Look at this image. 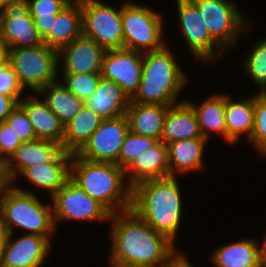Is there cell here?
Here are the masks:
<instances>
[{"label": "cell", "instance_id": "1", "mask_svg": "<svg viewBox=\"0 0 266 267\" xmlns=\"http://www.w3.org/2000/svg\"><path fill=\"white\" fill-rule=\"evenodd\" d=\"M111 222V223H110ZM109 264L161 267L176 244L131 209L111 214Z\"/></svg>", "mask_w": 266, "mask_h": 267}, {"label": "cell", "instance_id": "2", "mask_svg": "<svg viewBox=\"0 0 266 267\" xmlns=\"http://www.w3.org/2000/svg\"><path fill=\"white\" fill-rule=\"evenodd\" d=\"M179 181L176 176L144 180L132 187L131 195L130 209L174 243L184 211Z\"/></svg>", "mask_w": 266, "mask_h": 267}, {"label": "cell", "instance_id": "3", "mask_svg": "<svg viewBox=\"0 0 266 267\" xmlns=\"http://www.w3.org/2000/svg\"><path fill=\"white\" fill-rule=\"evenodd\" d=\"M175 53L168 44L159 50L143 53L141 80L130 103L171 106L184 101L180 100L179 94L188 86L190 77L177 61Z\"/></svg>", "mask_w": 266, "mask_h": 267}, {"label": "cell", "instance_id": "4", "mask_svg": "<svg viewBox=\"0 0 266 267\" xmlns=\"http://www.w3.org/2000/svg\"><path fill=\"white\" fill-rule=\"evenodd\" d=\"M70 179L111 214L130 210L132 187L115 163L93 162L72 155Z\"/></svg>", "mask_w": 266, "mask_h": 267}, {"label": "cell", "instance_id": "5", "mask_svg": "<svg viewBox=\"0 0 266 267\" xmlns=\"http://www.w3.org/2000/svg\"><path fill=\"white\" fill-rule=\"evenodd\" d=\"M16 184L0 198V230L17 234L15 229H21L24 234L52 237L56 227L51 200L44 204L36 192Z\"/></svg>", "mask_w": 266, "mask_h": 267}, {"label": "cell", "instance_id": "6", "mask_svg": "<svg viewBox=\"0 0 266 267\" xmlns=\"http://www.w3.org/2000/svg\"><path fill=\"white\" fill-rule=\"evenodd\" d=\"M121 5L125 49L144 53L159 50L167 44L163 27L166 19L161 13L130 0Z\"/></svg>", "mask_w": 266, "mask_h": 267}, {"label": "cell", "instance_id": "7", "mask_svg": "<svg viewBox=\"0 0 266 267\" xmlns=\"http://www.w3.org/2000/svg\"><path fill=\"white\" fill-rule=\"evenodd\" d=\"M7 62L23 88L37 93L59 78L58 50L45 43L33 47L7 48Z\"/></svg>", "mask_w": 266, "mask_h": 267}, {"label": "cell", "instance_id": "8", "mask_svg": "<svg viewBox=\"0 0 266 267\" xmlns=\"http://www.w3.org/2000/svg\"><path fill=\"white\" fill-rule=\"evenodd\" d=\"M208 29L210 36L225 50L237 47L240 37L252 30L236 0H191ZM249 31V32H248Z\"/></svg>", "mask_w": 266, "mask_h": 267}, {"label": "cell", "instance_id": "9", "mask_svg": "<svg viewBox=\"0 0 266 267\" xmlns=\"http://www.w3.org/2000/svg\"><path fill=\"white\" fill-rule=\"evenodd\" d=\"M83 35L93 39L104 50L124 48L122 6L101 0H80Z\"/></svg>", "mask_w": 266, "mask_h": 267}, {"label": "cell", "instance_id": "10", "mask_svg": "<svg viewBox=\"0 0 266 267\" xmlns=\"http://www.w3.org/2000/svg\"><path fill=\"white\" fill-rule=\"evenodd\" d=\"M175 3L178 10L177 27L185 39L188 52L204 66L209 62L214 64L227 52L210 36L197 6L192 1Z\"/></svg>", "mask_w": 266, "mask_h": 267}, {"label": "cell", "instance_id": "11", "mask_svg": "<svg viewBox=\"0 0 266 267\" xmlns=\"http://www.w3.org/2000/svg\"><path fill=\"white\" fill-rule=\"evenodd\" d=\"M50 199L56 230L57 223L66 221L109 223L111 213L71 179Z\"/></svg>", "mask_w": 266, "mask_h": 267}, {"label": "cell", "instance_id": "12", "mask_svg": "<svg viewBox=\"0 0 266 267\" xmlns=\"http://www.w3.org/2000/svg\"><path fill=\"white\" fill-rule=\"evenodd\" d=\"M0 43L6 49L45 43L31 17L28 0H14L4 4L0 16Z\"/></svg>", "mask_w": 266, "mask_h": 267}, {"label": "cell", "instance_id": "13", "mask_svg": "<svg viewBox=\"0 0 266 267\" xmlns=\"http://www.w3.org/2000/svg\"><path fill=\"white\" fill-rule=\"evenodd\" d=\"M128 132L129 125L125 115L103 119L76 155L93 162L115 163Z\"/></svg>", "mask_w": 266, "mask_h": 267}, {"label": "cell", "instance_id": "14", "mask_svg": "<svg viewBox=\"0 0 266 267\" xmlns=\"http://www.w3.org/2000/svg\"><path fill=\"white\" fill-rule=\"evenodd\" d=\"M143 70V52L129 49L105 51L101 77L117 83L131 99L137 92Z\"/></svg>", "mask_w": 266, "mask_h": 267}, {"label": "cell", "instance_id": "15", "mask_svg": "<svg viewBox=\"0 0 266 267\" xmlns=\"http://www.w3.org/2000/svg\"><path fill=\"white\" fill-rule=\"evenodd\" d=\"M14 235L5 234L2 267L44 266L51 251L53 238L35 234H21L19 237Z\"/></svg>", "mask_w": 266, "mask_h": 267}, {"label": "cell", "instance_id": "16", "mask_svg": "<svg viewBox=\"0 0 266 267\" xmlns=\"http://www.w3.org/2000/svg\"><path fill=\"white\" fill-rule=\"evenodd\" d=\"M105 51L82 34L58 51L59 73H101Z\"/></svg>", "mask_w": 266, "mask_h": 267}, {"label": "cell", "instance_id": "17", "mask_svg": "<svg viewBox=\"0 0 266 267\" xmlns=\"http://www.w3.org/2000/svg\"><path fill=\"white\" fill-rule=\"evenodd\" d=\"M72 155L63 149L49 162L27 167L19 176L27 179L36 190L48 192L51 198L70 179Z\"/></svg>", "mask_w": 266, "mask_h": 267}, {"label": "cell", "instance_id": "18", "mask_svg": "<svg viewBox=\"0 0 266 267\" xmlns=\"http://www.w3.org/2000/svg\"><path fill=\"white\" fill-rule=\"evenodd\" d=\"M208 140L199 137L182 139L167 144V155L170 176H187L190 172H204V152Z\"/></svg>", "mask_w": 266, "mask_h": 267}, {"label": "cell", "instance_id": "19", "mask_svg": "<svg viewBox=\"0 0 266 267\" xmlns=\"http://www.w3.org/2000/svg\"><path fill=\"white\" fill-rule=\"evenodd\" d=\"M36 95V93L26 94L19 101V105L28 114L36 138L54 142L63 149L64 125L42 98Z\"/></svg>", "mask_w": 266, "mask_h": 267}, {"label": "cell", "instance_id": "20", "mask_svg": "<svg viewBox=\"0 0 266 267\" xmlns=\"http://www.w3.org/2000/svg\"><path fill=\"white\" fill-rule=\"evenodd\" d=\"M124 171L131 187L144 180L170 177L167 145L159 141L152 148L137 155Z\"/></svg>", "mask_w": 266, "mask_h": 267}, {"label": "cell", "instance_id": "21", "mask_svg": "<svg viewBox=\"0 0 266 267\" xmlns=\"http://www.w3.org/2000/svg\"><path fill=\"white\" fill-rule=\"evenodd\" d=\"M231 97L233 96L225 94L226 143L235 145L241 138L244 143L251 138L254 122V94L238 98L236 101Z\"/></svg>", "mask_w": 266, "mask_h": 267}, {"label": "cell", "instance_id": "22", "mask_svg": "<svg viewBox=\"0 0 266 267\" xmlns=\"http://www.w3.org/2000/svg\"><path fill=\"white\" fill-rule=\"evenodd\" d=\"M209 259L213 267H264L259 241L252 236L217 247Z\"/></svg>", "mask_w": 266, "mask_h": 267}, {"label": "cell", "instance_id": "23", "mask_svg": "<svg viewBox=\"0 0 266 267\" xmlns=\"http://www.w3.org/2000/svg\"><path fill=\"white\" fill-rule=\"evenodd\" d=\"M203 137L193 108L184 100L168 107L160 141L166 145L182 139Z\"/></svg>", "mask_w": 266, "mask_h": 267}, {"label": "cell", "instance_id": "24", "mask_svg": "<svg viewBox=\"0 0 266 267\" xmlns=\"http://www.w3.org/2000/svg\"><path fill=\"white\" fill-rule=\"evenodd\" d=\"M184 100L193 108L203 138L210 141L211 135L216 134L226 142L225 94L214 93L198 104Z\"/></svg>", "mask_w": 266, "mask_h": 267}, {"label": "cell", "instance_id": "25", "mask_svg": "<svg viewBox=\"0 0 266 267\" xmlns=\"http://www.w3.org/2000/svg\"><path fill=\"white\" fill-rule=\"evenodd\" d=\"M61 150L60 145L47 140L36 139L30 142H22L7 160L8 170L14 183L27 167L49 162Z\"/></svg>", "mask_w": 266, "mask_h": 267}, {"label": "cell", "instance_id": "26", "mask_svg": "<svg viewBox=\"0 0 266 267\" xmlns=\"http://www.w3.org/2000/svg\"><path fill=\"white\" fill-rule=\"evenodd\" d=\"M84 104L103 119H110L125 115L130 99L117 83L101 77L97 90Z\"/></svg>", "mask_w": 266, "mask_h": 267}, {"label": "cell", "instance_id": "27", "mask_svg": "<svg viewBox=\"0 0 266 267\" xmlns=\"http://www.w3.org/2000/svg\"><path fill=\"white\" fill-rule=\"evenodd\" d=\"M168 105L130 103L126 111L129 131L160 141Z\"/></svg>", "mask_w": 266, "mask_h": 267}, {"label": "cell", "instance_id": "28", "mask_svg": "<svg viewBox=\"0 0 266 267\" xmlns=\"http://www.w3.org/2000/svg\"><path fill=\"white\" fill-rule=\"evenodd\" d=\"M83 34L80 0L72 1L55 18L53 29L44 38L48 47L60 50Z\"/></svg>", "mask_w": 266, "mask_h": 267}, {"label": "cell", "instance_id": "29", "mask_svg": "<svg viewBox=\"0 0 266 267\" xmlns=\"http://www.w3.org/2000/svg\"><path fill=\"white\" fill-rule=\"evenodd\" d=\"M103 118L85 104L64 126L63 150L76 154L101 124Z\"/></svg>", "mask_w": 266, "mask_h": 267}, {"label": "cell", "instance_id": "30", "mask_svg": "<svg viewBox=\"0 0 266 267\" xmlns=\"http://www.w3.org/2000/svg\"><path fill=\"white\" fill-rule=\"evenodd\" d=\"M36 94L58 116L64 126L75 117L84 105V102L70 92L59 80L44 86Z\"/></svg>", "mask_w": 266, "mask_h": 267}, {"label": "cell", "instance_id": "31", "mask_svg": "<svg viewBox=\"0 0 266 267\" xmlns=\"http://www.w3.org/2000/svg\"><path fill=\"white\" fill-rule=\"evenodd\" d=\"M254 42L249 51L244 54L245 57H242L245 58L241 61L242 70L257 87L256 92L263 93L266 90V37L258 38Z\"/></svg>", "mask_w": 266, "mask_h": 267}, {"label": "cell", "instance_id": "32", "mask_svg": "<svg viewBox=\"0 0 266 267\" xmlns=\"http://www.w3.org/2000/svg\"><path fill=\"white\" fill-rule=\"evenodd\" d=\"M254 93L253 131L248 143L264 159L266 158V95Z\"/></svg>", "mask_w": 266, "mask_h": 267}, {"label": "cell", "instance_id": "33", "mask_svg": "<svg viewBox=\"0 0 266 267\" xmlns=\"http://www.w3.org/2000/svg\"><path fill=\"white\" fill-rule=\"evenodd\" d=\"M59 76L62 77L59 81L82 102L97 90L101 79V73H59Z\"/></svg>", "mask_w": 266, "mask_h": 267}, {"label": "cell", "instance_id": "34", "mask_svg": "<svg viewBox=\"0 0 266 267\" xmlns=\"http://www.w3.org/2000/svg\"><path fill=\"white\" fill-rule=\"evenodd\" d=\"M158 142L159 140L153 137L141 136L129 131L121 145L115 164L125 170L137 155L152 148Z\"/></svg>", "mask_w": 266, "mask_h": 267}, {"label": "cell", "instance_id": "35", "mask_svg": "<svg viewBox=\"0 0 266 267\" xmlns=\"http://www.w3.org/2000/svg\"><path fill=\"white\" fill-rule=\"evenodd\" d=\"M5 122L22 142H30L37 139L28 114L19 104L5 119Z\"/></svg>", "mask_w": 266, "mask_h": 267}, {"label": "cell", "instance_id": "36", "mask_svg": "<svg viewBox=\"0 0 266 267\" xmlns=\"http://www.w3.org/2000/svg\"><path fill=\"white\" fill-rule=\"evenodd\" d=\"M26 93L27 90L23 88L18 75L6 62L0 67V94L11 96L19 103Z\"/></svg>", "mask_w": 266, "mask_h": 267}, {"label": "cell", "instance_id": "37", "mask_svg": "<svg viewBox=\"0 0 266 267\" xmlns=\"http://www.w3.org/2000/svg\"><path fill=\"white\" fill-rule=\"evenodd\" d=\"M72 0H28L31 17H57Z\"/></svg>", "mask_w": 266, "mask_h": 267}, {"label": "cell", "instance_id": "38", "mask_svg": "<svg viewBox=\"0 0 266 267\" xmlns=\"http://www.w3.org/2000/svg\"><path fill=\"white\" fill-rule=\"evenodd\" d=\"M22 141L6 122L0 123V159L8 160Z\"/></svg>", "mask_w": 266, "mask_h": 267}, {"label": "cell", "instance_id": "39", "mask_svg": "<svg viewBox=\"0 0 266 267\" xmlns=\"http://www.w3.org/2000/svg\"><path fill=\"white\" fill-rule=\"evenodd\" d=\"M180 250L181 249L177 247L161 267H195L191 261L188 260L189 257Z\"/></svg>", "mask_w": 266, "mask_h": 267}, {"label": "cell", "instance_id": "40", "mask_svg": "<svg viewBox=\"0 0 266 267\" xmlns=\"http://www.w3.org/2000/svg\"><path fill=\"white\" fill-rule=\"evenodd\" d=\"M14 186L7 161L0 159V198Z\"/></svg>", "mask_w": 266, "mask_h": 267}, {"label": "cell", "instance_id": "41", "mask_svg": "<svg viewBox=\"0 0 266 267\" xmlns=\"http://www.w3.org/2000/svg\"><path fill=\"white\" fill-rule=\"evenodd\" d=\"M18 104L13 97L0 94V123L5 122Z\"/></svg>", "mask_w": 266, "mask_h": 267}, {"label": "cell", "instance_id": "42", "mask_svg": "<svg viewBox=\"0 0 266 267\" xmlns=\"http://www.w3.org/2000/svg\"><path fill=\"white\" fill-rule=\"evenodd\" d=\"M33 22L44 39L53 29L54 20L56 17H32Z\"/></svg>", "mask_w": 266, "mask_h": 267}, {"label": "cell", "instance_id": "43", "mask_svg": "<svg viewBox=\"0 0 266 267\" xmlns=\"http://www.w3.org/2000/svg\"><path fill=\"white\" fill-rule=\"evenodd\" d=\"M263 237H264V242L262 245L260 244V258L262 261V265L266 267V233L265 236Z\"/></svg>", "mask_w": 266, "mask_h": 267}, {"label": "cell", "instance_id": "44", "mask_svg": "<svg viewBox=\"0 0 266 267\" xmlns=\"http://www.w3.org/2000/svg\"><path fill=\"white\" fill-rule=\"evenodd\" d=\"M5 248V233L0 230V267H2L3 263V255Z\"/></svg>", "mask_w": 266, "mask_h": 267}, {"label": "cell", "instance_id": "45", "mask_svg": "<svg viewBox=\"0 0 266 267\" xmlns=\"http://www.w3.org/2000/svg\"><path fill=\"white\" fill-rule=\"evenodd\" d=\"M7 62V49L0 43V67Z\"/></svg>", "mask_w": 266, "mask_h": 267}, {"label": "cell", "instance_id": "46", "mask_svg": "<svg viewBox=\"0 0 266 267\" xmlns=\"http://www.w3.org/2000/svg\"><path fill=\"white\" fill-rule=\"evenodd\" d=\"M110 267H148V266H137V265H126V264H110Z\"/></svg>", "mask_w": 266, "mask_h": 267}, {"label": "cell", "instance_id": "47", "mask_svg": "<svg viewBox=\"0 0 266 267\" xmlns=\"http://www.w3.org/2000/svg\"><path fill=\"white\" fill-rule=\"evenodd\" d=\"M3 7H4V4L0 1V16L2 15Z\"/></svg>", "mask_w": 266, "mask_h": 267}, {"label": "cell", "instance_id": "48", "mask_svg": "<svg viewBox=\"0 0 266 267\" xmlns=\"http://www.w3.org/2000/svg\"><path fill=\"white\" fill-rule=\"evenodd\" d=\"M3 4H7V3H9V2H11V1H14V0H0Z\"/></svg>", "mask_w": 266, "mask_h": 267}, {"label": "cell", "instance_id": "49", "mask_svg": "<svg viewBox=\"0 0 266 267\" xmlns=\"http://www.w3.org/2000/svg\"><path fill=\"white\" fill-rule=\"evenodd\" d=\"M175 2H177V1H191V0H174Z\"/></svg>", "mask_w": 266, "mask_h": 267}]
</instances>
